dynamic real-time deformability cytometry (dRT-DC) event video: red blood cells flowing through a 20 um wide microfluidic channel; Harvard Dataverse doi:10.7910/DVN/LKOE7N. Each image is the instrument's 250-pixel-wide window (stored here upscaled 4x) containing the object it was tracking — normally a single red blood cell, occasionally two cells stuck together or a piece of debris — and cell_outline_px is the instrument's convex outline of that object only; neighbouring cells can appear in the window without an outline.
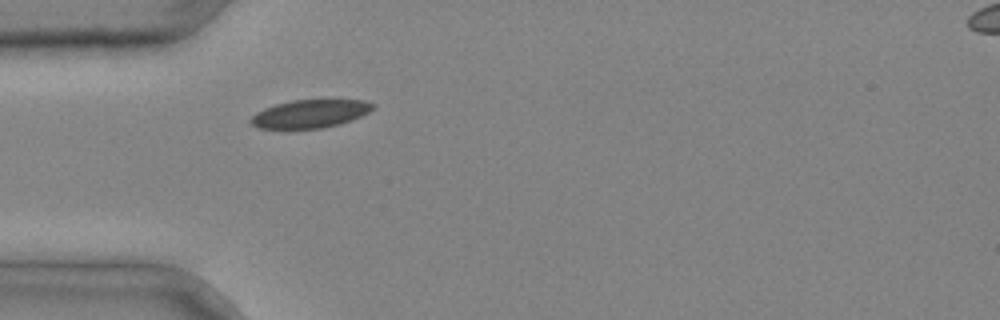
{"species": "common noctule bat (a hibernating species)", "species_latin": "Nyctalus noctula", "temperature_condition": "cold", "stored_images_in_passage": 5, "segment_of_instrument_passage": [1, 2], "camera_frame_rate_fps": 3000, "um_per_image_px": 0.085, "animal": {"sex": "male", "body_mass_g": 20.4}, "frame": {"image": 1, "passage_image": 4, "time_ms": 1.0, "image_size_px": [1000, 320], "cell_outline_px": [[376, 108], [352, 120], [340, 124], [324, 128], [284, 132], [260, 128], [252, 124], [248, 120], [256, 112], [264, 108], [276, 104], [292, 100], [364, 100], [376, 104]], "centroid_in_image_um": [26.31, 9.72], "position_along_channel_um": 58.7, "area_um2": 20.92}}